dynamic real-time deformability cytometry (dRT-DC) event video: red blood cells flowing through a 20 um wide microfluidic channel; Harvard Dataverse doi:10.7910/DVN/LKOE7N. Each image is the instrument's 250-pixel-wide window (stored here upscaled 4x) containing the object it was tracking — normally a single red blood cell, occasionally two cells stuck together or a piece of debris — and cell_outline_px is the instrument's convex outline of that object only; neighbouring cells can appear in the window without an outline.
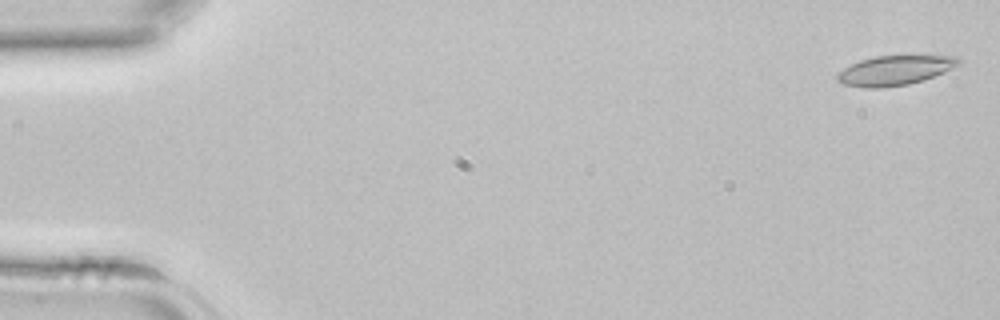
{"species": "common noctule bat (a hibernating species)", "species_latin": "Nyctalus noctula", "temperature_condition": "room temperature", "stored_images_in_passage": 42, "camera_frame_rate_fps": 3000, "um_per_image_px": 0.085, "animal": {"sex": "female", "body_mass_g": 22.7, "forearm_length_mm": 54.2}, "frame": {"image": 1, "passage_image": 1, "time_ms": 0.0, "image_size_px": [1000, 320], "cell_outline_px": [[960, 64], [944, 72], [924, 80], [908, 84], [884, 88], [864, 88], [840, 84], [836, 80], [836, 76], [844, 68], [860, 60], [876, 56], [956, 56], [960, 60]], "centroid_in_image_um": [76.03, 6.0], "position_along_channel_um": 9.0, "area_um2": 20.92}}
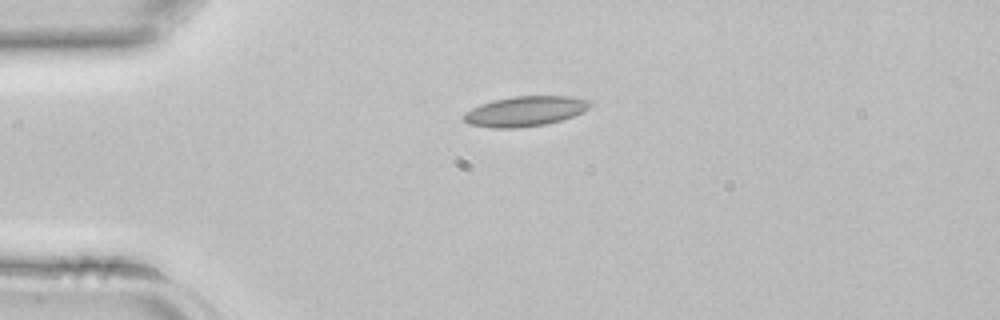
{"frame": {"image": 2, "passage_image": 10, "time_ms": 3.0, "image_size_px": [1000, 320], "cell_outline_px": [[592, 104], [584, 112], [560, 120], [544, 124], [516, 128], [492, 128], [468, 124], [464, 120], [464, 112], [480, 104], [492, 100], [512, 96], [568, 96], [592, 100]], "centroid_in_image_um": [44.63, 9.44], "position_along_channel_um": 40.4, "area_um2": 22.2}}
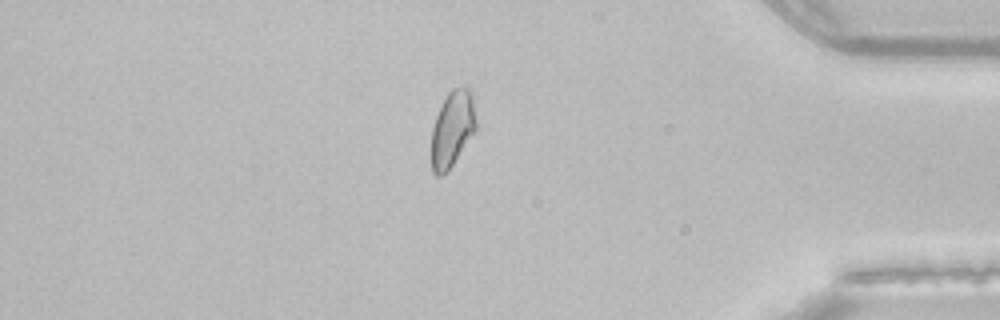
{"frame": {"image": 3, "passage_image": 36, "time_ms": 11.667, "image_size_px": [1000, 320], "cell_outline_px": [[476, 128], [452, 164], [440, 176], [436, 176], [432, 172], [432, 128], [436, 116], [448, 92], [452, 88], [468, 88], [472, 92], [476, 120]], "centroid_in_image_um": [38.44, 10.92], "position_along_channel_um": 396.8, "area_um2": 19.19}}